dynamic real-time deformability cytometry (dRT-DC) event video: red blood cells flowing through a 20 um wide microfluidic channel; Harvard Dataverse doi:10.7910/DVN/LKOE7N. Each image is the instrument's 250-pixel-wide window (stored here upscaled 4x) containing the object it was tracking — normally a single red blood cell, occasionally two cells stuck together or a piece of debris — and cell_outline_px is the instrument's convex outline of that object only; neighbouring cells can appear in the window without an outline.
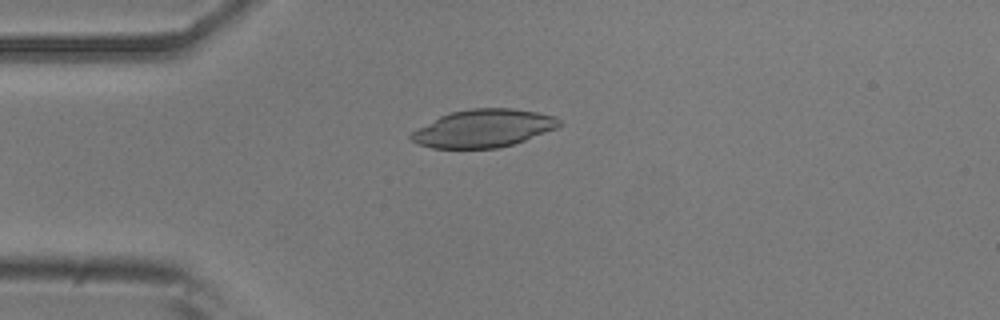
{"species": "common noctule bat (a hibernating species)", "species_latin": "Nyctalus noctula", "temperature_condition": "room temperature", "stored_images_in_passage": 52, "camera_frame_rate_fps": 3000, "um_per_image_px": 0.085, "animal": {"sex": "male", "body_mass_g": 20.5, "forearm_length_mm": 52.5}, "frame": {"image": 1, "passage_image": 13, "time_ms": 4.0, "image_size_px": [1000, 320], "cell_outline_px": [[560, 124], [556, 128], [524, 140], [500, 148], [432, 148], [420, 144], [412, 140], [408, 136], [412, 132], [440, 116], [448, 112], [468, 108], [512, 108], [536, 112], [556, 116], [560, 120]], "centroid_in_image_um": [41.09, 10.9], "position_along_channel_um": 43.9, "area_um2": 32.43}}
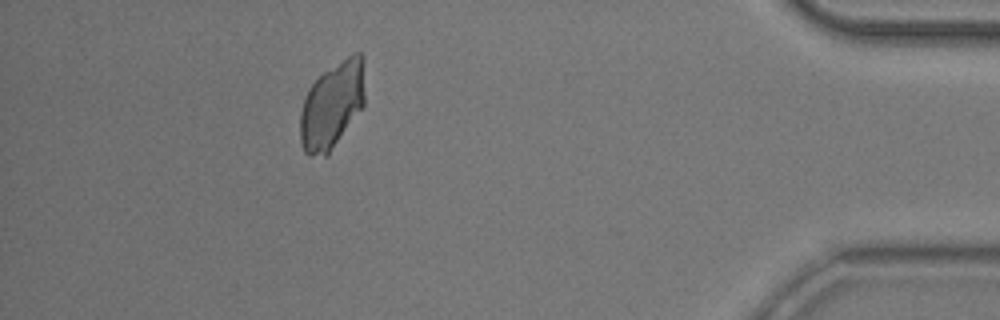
{"frame": {"image": 2, "passage_image": 47, "time_ms": 15.333, "image_size_px": [1000, 320], "cell_outline_px": [[364, 104], [328, 156], [308, 156], [304, 152], [300, 144], [300, 112], [304, 96], [308, 88], [324, 72], [352, 52], [360, 52], [364, 56]], "centroid_in_image_um": [28.22, 8.95], "position_along_channel_um": 407.0, "area_um2": 33.06}}